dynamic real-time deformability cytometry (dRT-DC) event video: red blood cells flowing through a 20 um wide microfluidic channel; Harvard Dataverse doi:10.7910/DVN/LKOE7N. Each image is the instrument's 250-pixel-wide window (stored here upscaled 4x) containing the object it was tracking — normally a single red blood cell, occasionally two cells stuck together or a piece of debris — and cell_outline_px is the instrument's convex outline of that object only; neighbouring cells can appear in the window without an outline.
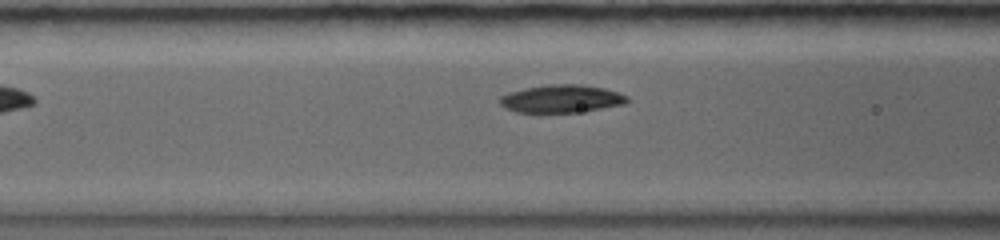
{"species": "common noctule bat (a hibernating species)", "species_latin": "Nyctalus noctula", "temperature_condition": "warm", "stored_images_in_passage": 7, "segment_of_instrument_passage": [2, 2], "camera_frame_rate_fps": 5000, "um_per_image_px": 0.085, "animal": {"sex": "female", "body_mass_g": 19.0, "forearm_length_mm": 56.7}, "frame": {"image": 1, "passage_image": 7, "time_ms": 4.8, "image_size_px": [1000, 240], "cell_outline_px": [[628, 100], [624, 104], [584, 112], [540, 116], [516, 112], [504, 108], [500, 104], [500, 96], [508, 92], [524, 88], [544, 84], [580, 84], [604, 88], [628, 96]], "centroid_in_image_um": [47.64, 8.44], "position_along_channel_um": 119.0, "area_um2": 21.79}}